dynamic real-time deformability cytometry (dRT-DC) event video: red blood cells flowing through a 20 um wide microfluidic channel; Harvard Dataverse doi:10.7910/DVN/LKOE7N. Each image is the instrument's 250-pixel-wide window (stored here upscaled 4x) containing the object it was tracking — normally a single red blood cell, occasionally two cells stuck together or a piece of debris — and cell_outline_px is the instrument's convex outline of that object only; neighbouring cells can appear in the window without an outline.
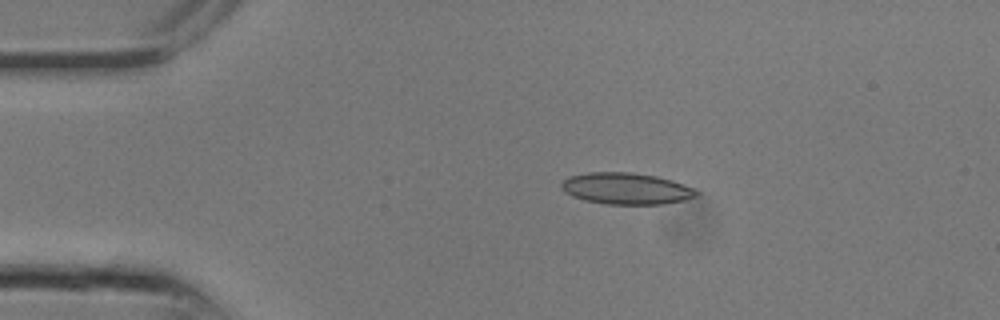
{"species": "common noctule bat (a hibernating species)", "species_latin": "Nyctalus noctula", "temperature_condition": "room temperature", "stored_images_in_passage": 17, "camera_frame_rate_fps": 3000, "um_per_image_px": 0.085, "animal": {"sex": "male", "body_mass_g": 13.3}, "frame": {"image": 1, "passage_image": 5, "time_ms": 1.333, "image_size_px": [1000, 320], "cell_outline_px": [[700, 192], [696, 196], [684, 200], [664, 204], [604, 204], [584, 200], [572, 196], [564, 192], [560, 188], [560, 184], [568, 176], [588, 172], [632, 172], [656, 176], [672, 180], [692, 188]], "centroid_in_image_um": [53.18, 16.02], "position_along_channel_um": 31.8, "area_um2": 24.91}}
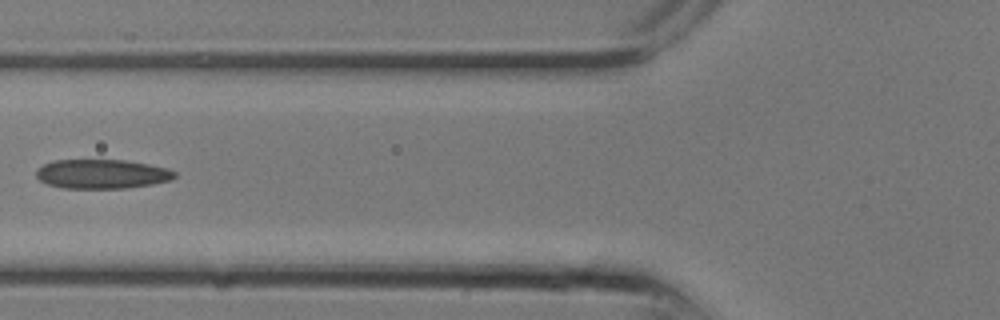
{"frame": {"image": 2, "passage_image": 10, "time_ms": 3.0, "image_size_px": [1000, 320], "cell_outline_px": [[176, 176], [172, 180], [152, 184], [124, 188], [64, 188], [48, 184], [40, 180], [36, 176], [36, 168], [52, 160], [124, 160], [148, 164], [168, 168], [176, 172]], "centroid_in_image_um": [8.66, 14.78], "position_along_channel_um": 117.1, "area_um2": 23.64}}
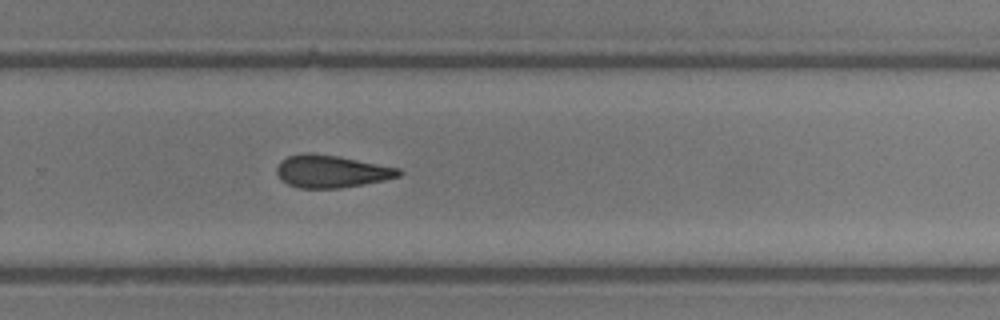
{"frame": {"image": 3, "passage_image": 17, "time_ms": 5.333, "image_size_px": [1000, 320], "cell_outline_px": [[404, 172], [400, 176], [384, 180], [340, 188], [296, 188], [280, 180], [276, 172], [276, 168], [280, 160], [288, 156], [304, 152], [312, 152], [340, 156], [400, 168]], "centroid_in_image_um": [28.14, 14.55], "position_along_channel_um": 301.7, "area_um2": 23.47}}